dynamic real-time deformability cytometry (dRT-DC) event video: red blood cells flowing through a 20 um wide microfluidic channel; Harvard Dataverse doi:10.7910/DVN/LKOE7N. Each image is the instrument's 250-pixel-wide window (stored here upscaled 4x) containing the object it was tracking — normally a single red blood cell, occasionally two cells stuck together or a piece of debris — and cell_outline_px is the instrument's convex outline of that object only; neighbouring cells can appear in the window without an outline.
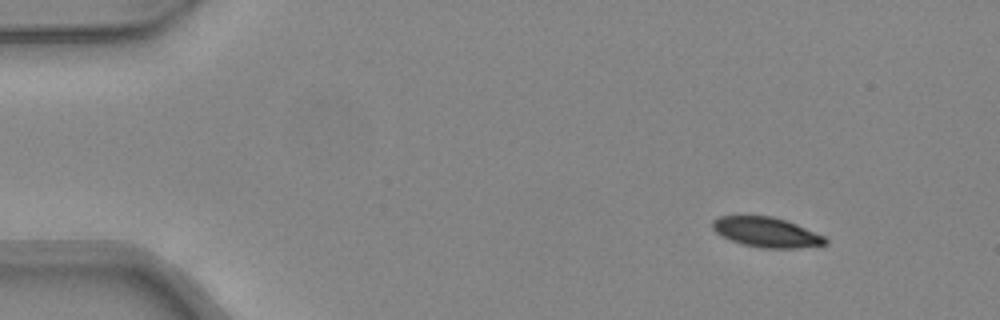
{"species": "common noctule bat (a hibernating species)", "species_latin": "Nyctalus noctula", "temperature_condition": "warm", "stored_images_in_passage": 43, "camera_frame_rate_fps": 3000, "um_per_image_px": 0.085, "animal": {"sex": "female", "body_mass_g": 24.6, "forearm_length_mm": 56.2}, "frame": {"image": 1, "passage_image": 1, "time_ms": 0.0, "image_size_px": [1000, 320], "cell_outline_px": [[828, 244], [796, 248], [760, 248], [740, 244], [720, 236], [712, 228], [712, 220], [720, 216], [772, 216], [796, 224], [824, 236], [828, 240]], "centroid_in_image_um": [65.12, 19.75], "position_along_channel_um": 19.9, "area_um2": 19.71}}
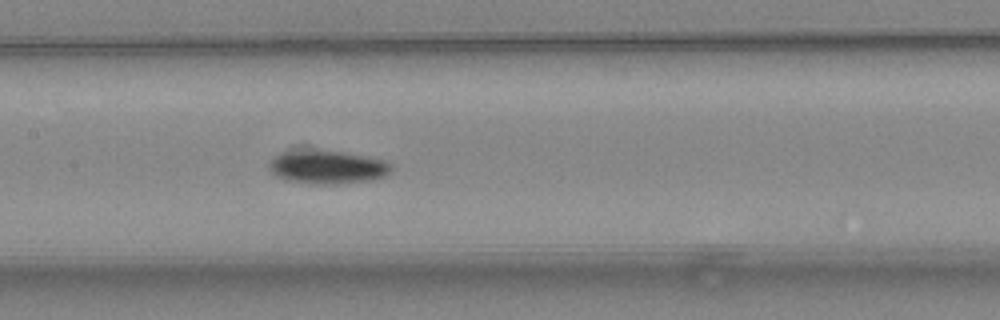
{"frame": {"image": 2, "passage_image": 19, "time_ms": 6.0, "image_size_px": [1000, 320], "cell_outline_px": [[392, 168], [384, 176], [368, 180], [332, 184], [312, 184], [284, 180], [276, 176], [268, 168], [268, 160], [272, 156], [280, 152], [340, 152], [364, 156], [384, 160], [392, 164]], "centroid_in_image_um": [27.76, 14.23], "position_along_channel_um": 179.6, "area_um2": 23.24}}
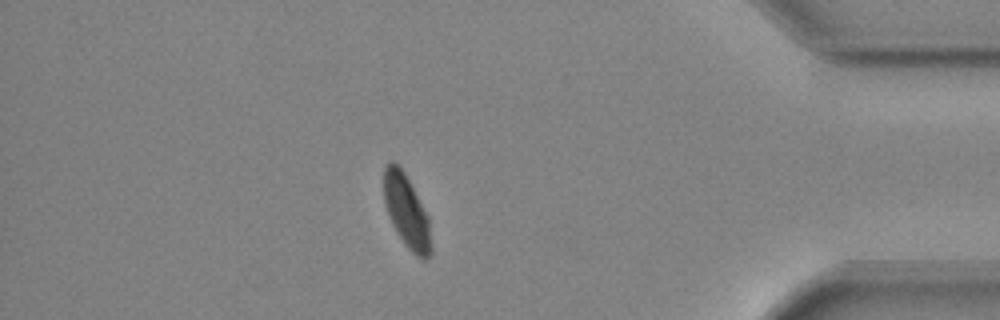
{"frame": {"image": 3, "passage_image": 37, "time_ms": 12.0, "image_size_px": [1000, 320], "cell_outline_px": [[432, 252], [424, 260], [416, 256], [404, 244], [396, 232], [388, 216], [384, 200], [384, 164], [388, 160], [392, 160], [404, 172], [428, 216], [432, 248]], "centroid_in_image_um": [34.54, 17.97], "position_along_channel_um": 400.7, "area_um2": 20.06}, "authors_computed_cell_mechanics": {"area_um2": 22.0218, "velocity_mm_per_s": 4.3197, "shape_relaxation_time_tau1_ms": 2.4899, "shape_relaxation_time_tau2_ms": null, "deformation_change_tau1": 0.1183, "deformation_change_tau2": null}}